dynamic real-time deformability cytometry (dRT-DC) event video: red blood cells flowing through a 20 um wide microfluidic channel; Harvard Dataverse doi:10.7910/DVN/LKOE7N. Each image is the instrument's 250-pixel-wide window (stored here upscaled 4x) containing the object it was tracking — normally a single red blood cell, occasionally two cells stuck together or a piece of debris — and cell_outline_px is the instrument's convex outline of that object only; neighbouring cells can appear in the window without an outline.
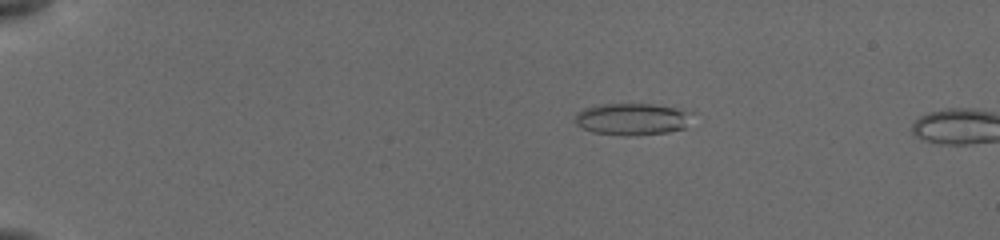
{"species": "common noctule bat (a hibernating species)", "species_latin": "Nyctalus noctula", "temperature_condition": "cold", "stored_images_in_passage": 5, "camera_frame_rate_fps": 3000, "um_per_image_px": 0.085, "animal": {"sex": "female", "body_mass_g": 19.5, "forearm_length_mm": 54.1}, "frame": {"image": 1, "passage_image": 4, "time_ms": 1.0, "image_size_px": [1000, 240], "cell_outline_px": [[692, 112], [684, 128], [668, 132], [592, 132], [576, 124], [572, 120], [576, 112], [584, 108], [600, 104], [652, 104], [676, 108]], "centroid_in_image_um": [53.67, 10.05], "position_along_channel_um": 31.3, "area_um2": 20.63}}